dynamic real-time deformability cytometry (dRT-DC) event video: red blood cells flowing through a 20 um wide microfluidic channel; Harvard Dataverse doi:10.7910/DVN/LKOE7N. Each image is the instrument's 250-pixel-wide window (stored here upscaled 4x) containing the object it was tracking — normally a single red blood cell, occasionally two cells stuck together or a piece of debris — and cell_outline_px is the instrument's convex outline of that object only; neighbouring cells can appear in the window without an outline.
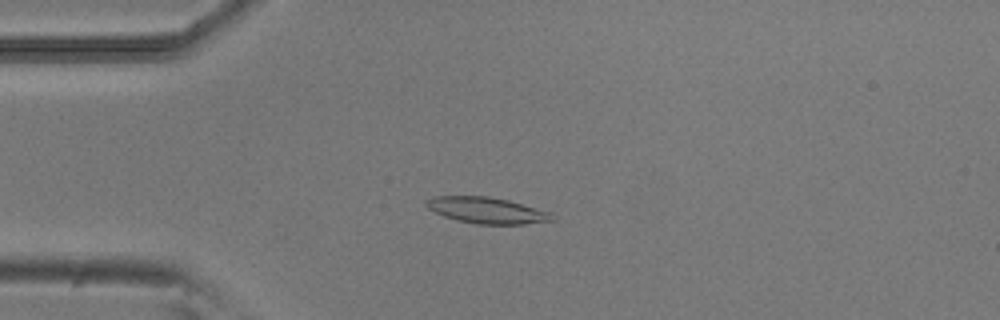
{"species": "common noctule bat (a hibernating species)", "species_latin": "Nyctalus noctula", "temperature_condition": "room temperature", "stored_images_in_passage": 50, "camera_frame_rate_fps": 3000, "um_per_image_px": 0.085, "animal": {"sex": "male", "body_mass_g": 20.5, "forearm_length_mm": 52.5}, "frame": {"image": 1, "passage_image": 11, "time_ms": 3.333, "image_size_px": [1000, 320], "cell_outline_px": [[556, 220], [524, 224], [476, 224], [456, 220], [444, 216], [428, 208], [424, 204], [424, 200], [432, 196], [488, 196], [508, 200], [552, 212]], "centroid_in_image_um": [41.38, 17.87], "position_along_channel_um": 43.6, "area_um2": 19.36}}
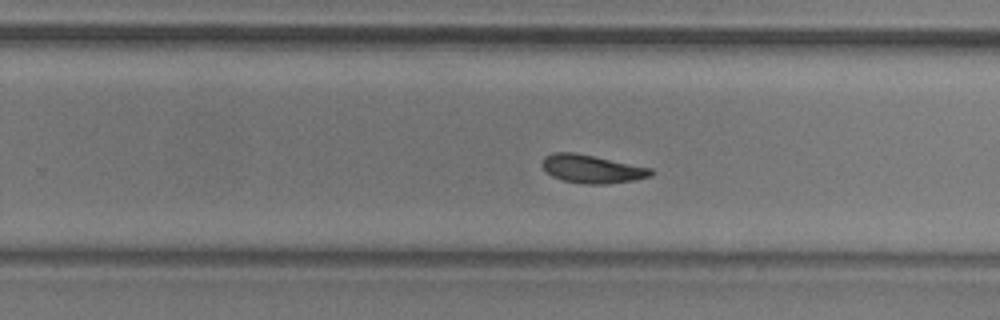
{"frame": {"image": 2, "passage_image": 31, "time_ms": 10.0, "image_size_px": [1000, 320], "cell_outline_px": [[656, 172], [652, 176], [632, 180], [604, 184], [584, 184], [564, 180], [552, 176], [540, 164], [544, 156], [552, 152], [576, 152], [652, 168]], "centroid_in_image_um": [50.32, 14.34], "position_along_channel_um": 279.5, "area_um2": 17.98}}
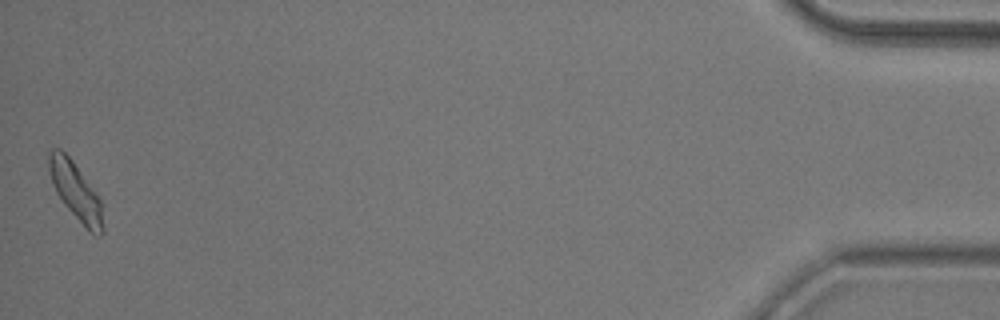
{"frame": {"image": 3, "passage_image": 50, "time_ms": 16.333, "image_size_px": [1000, 320], "cell_outline_px": [[104, 232], [100, 236], [96, 236], [88, 232], [64, 204], [56, 192], [48, 168], [48, 152], [52, 148], [60, 148], [72, 160], [100, 200], [104, 228]], "centroid_in_image_um": [6.43, 16.3], "position_along_channel_um": 428.8, "area_um2": 17.92}, "authors_computed_cell_mechanics": {"area_um2": 17.9758, "velocity_mm_per_s": 3.8492, "shape_relaxation_time_tau1_ms": 5.2073, "shape_relaxation_time_tau2_ms": 3.7089, "deformation_change_tau1": 0.1311, "deformation_change_tau2": 0.0981}}